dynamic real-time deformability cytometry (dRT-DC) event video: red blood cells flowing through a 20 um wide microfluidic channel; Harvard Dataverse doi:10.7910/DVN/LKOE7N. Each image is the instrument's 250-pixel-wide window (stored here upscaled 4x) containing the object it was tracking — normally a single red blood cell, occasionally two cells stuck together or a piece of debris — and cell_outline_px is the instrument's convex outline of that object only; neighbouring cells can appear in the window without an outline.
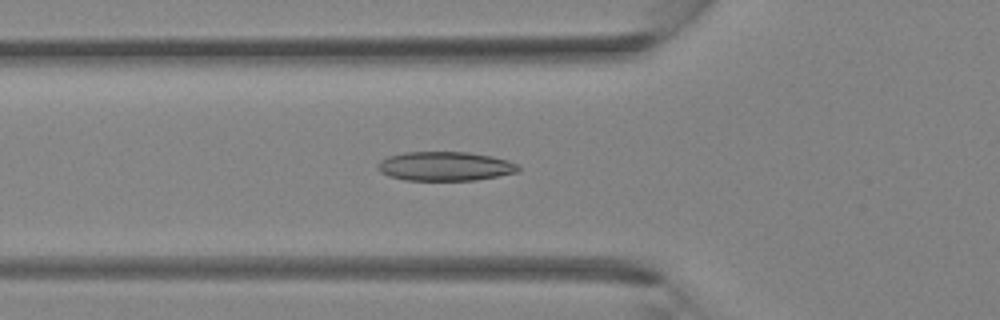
{"species": "Egyptian fruit bat (a non-hibernating species)", "species_latin": "Rousettus aegyptiacus", "temperature_condition": "room temperature", "stored_images_in_passage": 28, "camera_frame_rate_fps": 3000, "um_per_image_px": 0.085, "animal": {"sex": "female"}, "frame": {"image": 1, "passage_image": 4, "time_ms": 1.0, "image_size_px": [1000, 320], "cell_outline_px": [[520, 168], [516, 172], [476, 180], [404, 180], [388, 176], [380, 172], [376, 168], [380, 160], [388, 156], [404, 152], [468, 152], [492, 156], [508, 160], [520, 164]], "centroid_in_image_um": [37.81, 14.12], "position_along_channel_um": 88.0, "area_um2": 23.99}}
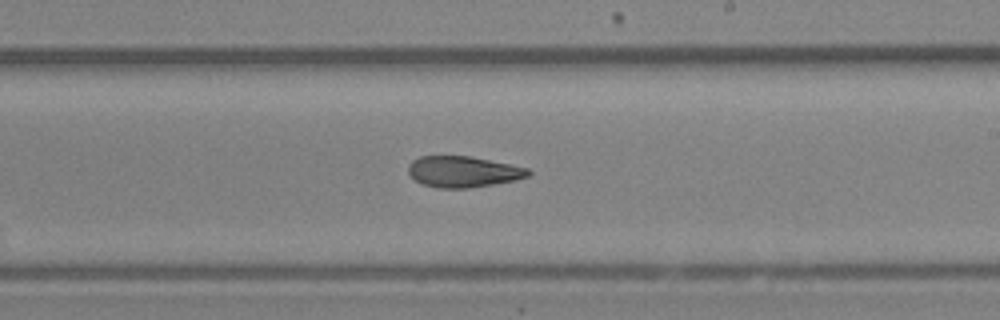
{"frame": {"image": 2, "passage_image": 13, "time_ms": 4.0, "image_size_px": [1000, 320], "cell_outline_px": [[532, 172], [528, 176], [516, 180], [468, 188], [440, 188], [420, 184], [408, 172], [408, 164], [412, 160], [420, 156], [472, 156], [512, 164], [528, 168]], "centroid_in_image_um": [39.37, 14.58], "position_along_channel_um": 249.6, "area_um2": 21.85}}
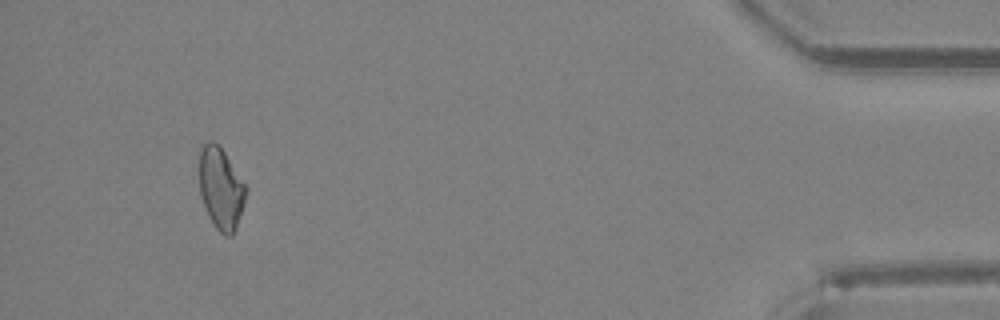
{"frame": {"image": 3, "passage_image": 26, "time_ms": 8.333, "image_size_px": [1000, 320], "cell_outline_px": [[248, 188], [236, 228], [232, 236], [224, 236], [212, 224], [208, 216], [200, 192], [200, 148], [208, 140], [212, 140], [220, 144]], "centroid_in_image_um": [18.78, 15.99], "position_along_channel_um": 416.4, "area_um2": 22.31}}